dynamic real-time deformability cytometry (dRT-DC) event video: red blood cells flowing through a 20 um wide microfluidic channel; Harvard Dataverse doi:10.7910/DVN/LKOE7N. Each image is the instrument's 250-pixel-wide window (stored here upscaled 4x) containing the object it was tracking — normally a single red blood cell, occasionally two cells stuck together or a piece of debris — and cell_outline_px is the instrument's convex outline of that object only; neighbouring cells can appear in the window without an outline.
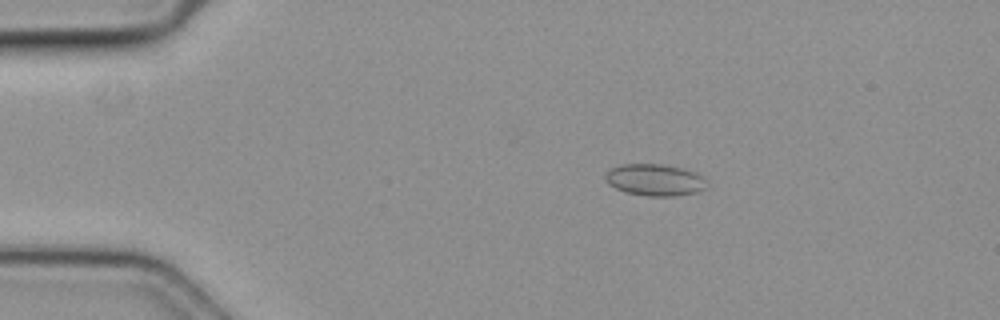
{"species": "common noctule bat (a hibernating species)", "species_latin": "Nyctalus noctula", "temperature_condition": "cold", "stored_images_in_passage": 50, "camera_frame_rate_fps": 3000, "um_per_image_px": 0.085, "animal": {"sex": "female", "body_mass_g": 19.3, "forearm_length_mm": 54.1}, "frame": {"image": 1, "passage_image": 5, "time_ms": 1.333, "image_size_px": [1000, 320], "cell_outline_px": [[708, 188], [696, 192], [676, 196], [648, 196], [628, 192], [616, 188], [608, 184], [604, 180], [604, 172], [608, 168], [620, 164], [660, 164], [684, 168], [696, 172], [704, 176]], "centroid_in_image_um": [55.65, 15.28], "position_along_channel_um": 29.3, "area_um2": 19.13}}
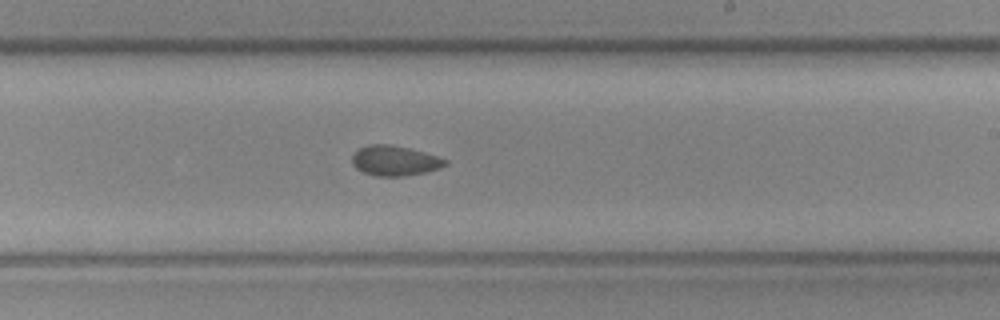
{"frame": {"image": 2, "passage_image": 28, "time_ms": 9.0, "image_size_px": [1000, 320], "cell_outline_px": [[448, 164], [440, 168], [424, 172], [404, 176], [376, 176], [364, 172], [356, 168], [352, 164], [352, 156], [360, 148], [368, 144], [392, 144], [424, 152], [448, 160]], "centroid_in_image_um": [33.55, 13.65], "position_along_channel_um": 255.4, "area_um2": 16.24}}
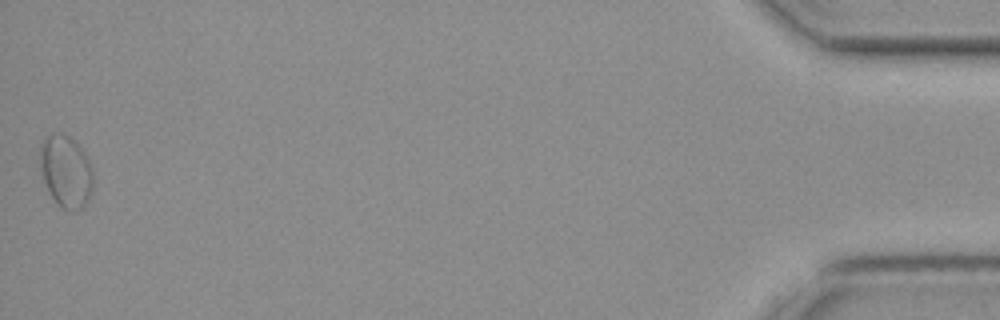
{"frame": {"image": 3, "passage_image": 50, "time_ms": 16.333, "image_size_px": [1000, 320], "cell_outline_px": [[92, 192], [84, 208], [76, 212], [72, 212], [60, 208], [52, 196], [44, 180], [40, 164], [40, 144], [48, 136], [60, 132], [68, 136], [80, 148], [88, 160], [92, 168]], "centroid_in_image_um": [5.62, 14.62], "position_along_channel_um": 429.6, "area_um2": 22.14}}